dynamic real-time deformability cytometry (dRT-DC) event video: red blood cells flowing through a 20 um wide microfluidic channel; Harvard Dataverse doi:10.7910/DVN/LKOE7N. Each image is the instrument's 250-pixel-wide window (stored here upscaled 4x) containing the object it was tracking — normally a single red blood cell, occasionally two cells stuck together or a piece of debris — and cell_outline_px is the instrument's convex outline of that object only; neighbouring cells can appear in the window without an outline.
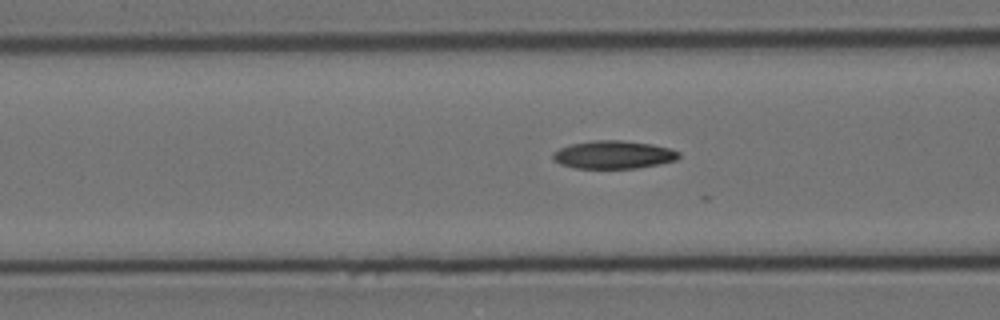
{"species": "Egyptian fruit bat (a non-hibernating species)", "species_latin": "Rousettus aegyptiacus", "temperature_condition": "cold", "stored_images_in_passage": 13, "camera_frame_rate_fps": 3000, "um_per_image_px": 0.085, "animal": {"sex": "female"}, "frame": {"image": 1, "passage_image": 8, "time_ms": 2.333, "image_size_px": [1000, 320], "cell_outline_px": [[680, 156], [676, 160], [660, 164], [636, 168], [576, 168], [560, 164], [552, 160], [552, 152], [560, 148], [572, 144], [592, 140], [620, 140], [652, 144], [672, 148], [680, 152]], "centroid_in_image_um": [52.16, 13.15], "position_along_channel_um": 114.4, "area_um2": 20.69}}